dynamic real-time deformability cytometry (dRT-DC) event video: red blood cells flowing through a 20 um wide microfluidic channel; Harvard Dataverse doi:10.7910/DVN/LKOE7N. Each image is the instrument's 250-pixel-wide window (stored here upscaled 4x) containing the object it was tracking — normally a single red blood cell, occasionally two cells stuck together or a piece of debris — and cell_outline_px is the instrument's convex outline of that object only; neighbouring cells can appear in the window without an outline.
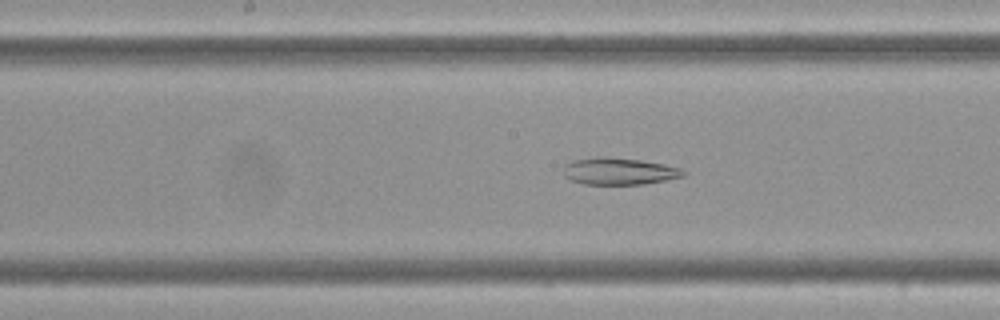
{"species": "Egyptian fruit bat (a non-hibernating species)", "species_latin": "Rousettus aegyptiacus", "temperature_condition": "cold", "stored_images_in_passage": 58, "camera_frame_rate_fps": 3000, "um_per_image_px": 0.085, "frame": {"image": 1, "passage_image": 30, "time_ms": 9.667, "image_size_px": [1000, 320], "cell_outline_px": [[688, 172], [684, 176], [644, 184], [584, 184], [568, 180], [564, 176], [564, 164], [572, 160], [600, 156], [608, 156], [640, 160], [664, 164], [680, 168]], "centroid_in_image_um": [52.59, 14.55], "position_along_channel_um": 195.6, "area_um2": 19.02}}
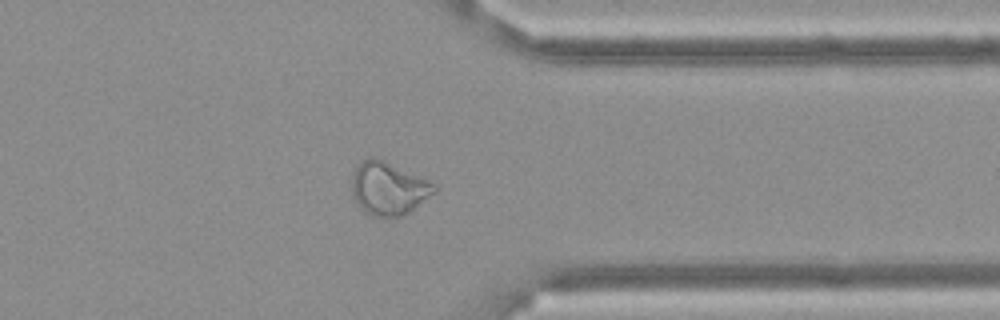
{"frame": {"image": 2, "passage_image": 46, "time_ms": 15.0, "image_size_px": [1000, 320], "cell_outline_px": [[436, 192], [408, 212], [400, 216], [384, 220], [364, 212], [360, 208], [352, 192], [352, 176], [356, 164], [360, 160], [368, 156], [376, 156], [436, 184]], "centroid_in_image_um": [32.98, 16.01], "position_along_channel_um": 378.4, "area_um2": 25.84}}
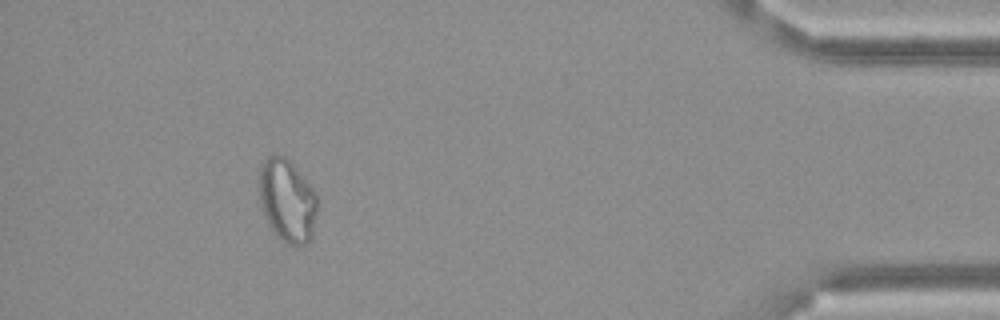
{"frame": {"image": 3, "passage_image": 53, "time_ms": 17.333, "image_size_px": [1000, 320], "cell_outline_px": [[316, 212], [312, 236], [300, 248], [296, 248], [288, 244], [276, 236], [264, 216], [260, 204], [260, 168], [264, 160], [272, 152], [284, 156], [296, 168], [316, 192]], "centroid_in_image_um": [24.4, 17.06], "position_along_channel_um": 410.8, "area_um2": 28.15}}